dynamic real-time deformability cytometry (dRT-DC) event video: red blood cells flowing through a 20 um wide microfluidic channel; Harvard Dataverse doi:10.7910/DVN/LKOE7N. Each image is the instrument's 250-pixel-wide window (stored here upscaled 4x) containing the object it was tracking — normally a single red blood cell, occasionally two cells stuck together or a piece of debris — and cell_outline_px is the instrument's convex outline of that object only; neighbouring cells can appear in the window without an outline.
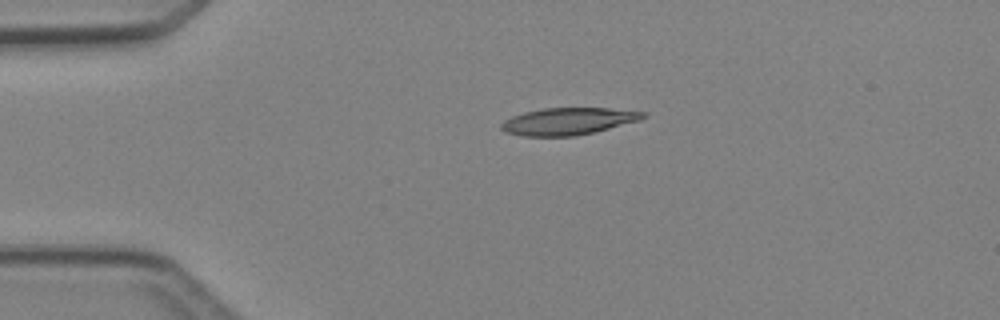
{"species": "Egyptian fruit bat (a non-hibernating species)", "species_latin": "Rousettus aegyptiacus", "temperature_condition": "cold", "stored_images_in_passage": 3, "camera_frame_rate_fps": 3000, "um_per_image_px": 0.085, "animal": {"sex": "female"}, "frame": {"image": 1, "passage_image": 1, "time_ms": 0.0, "image_size_px": [1000, 320], "cell_outline_px": [[648, 116], [640, 120], [592, 132], [572, 136], [524, 136], [504, 132], [500, 128], [500, 124], [504, 120], [512, 116], [524, 112], [544, 108], [608, 108], [644, 112]], "centroid_in_image_um": [48.25, 10.3], "position_along_channel_um": 36.7, "area_um2": 22.2}}
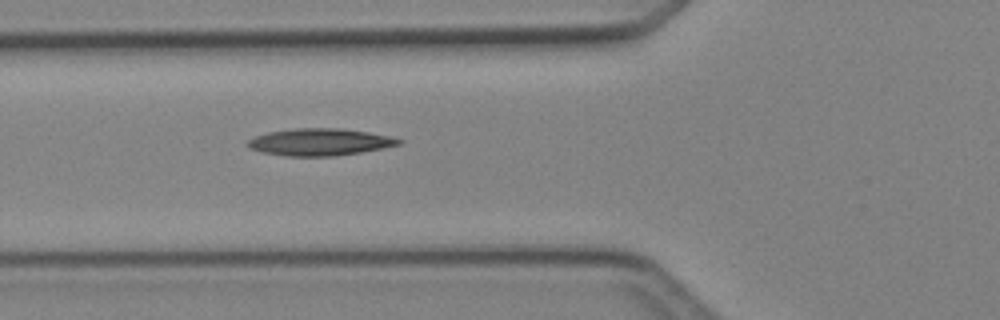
{"frame": {"image": 2, "passage_image": 3, "time_ms": 2.333, "image_size_px": [1000, 320], "cell_outline_px": [[404, 140], [400, 144], [360, 152], [332, 156], [284, 156], [260, 152], [252, 148], [248, 144], [248, 140], [256, 136], [268, 132], [296, 128], [340, 128], [368, 132], [388, 136]], "centroid_in_image_um": [27.16, 12.07], "position_along_channel_um": 98.6, "area_um2": 23.52}}